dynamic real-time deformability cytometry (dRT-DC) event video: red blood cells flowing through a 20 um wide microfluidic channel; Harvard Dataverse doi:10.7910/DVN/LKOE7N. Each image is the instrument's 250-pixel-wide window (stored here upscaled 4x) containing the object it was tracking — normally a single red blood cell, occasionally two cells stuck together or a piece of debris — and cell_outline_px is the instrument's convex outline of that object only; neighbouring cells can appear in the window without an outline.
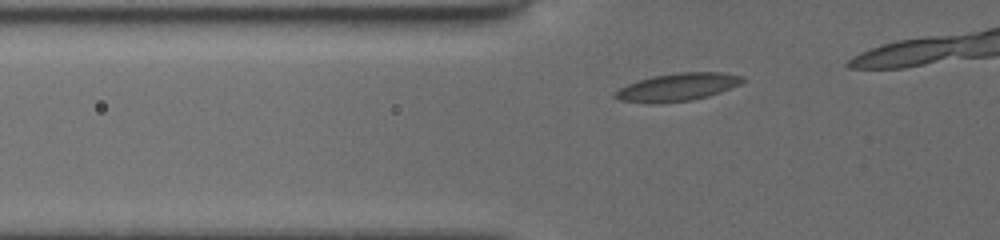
{"species": "common noctule bat (a hibernating species)", "species_latin": "Nyctalus noctula", "temperature_condition": "cold", "stored_images_in_passage": 11, "camera_frame_rate_fps": 3000, "um_per_image_px": 0.085, "animal": {"sex": "female", "body_mass_g": 19.5, "forearm_length_mm": 54.1}, "frame": {"image": 1, "passage_image": 5, "time_ms": 1.333, "image_size_px": [1000, 240], "cell_outline_px": [[748, 80], [740, 84], [720, 92], [708, 96], [692, 100], [652, 104], [620, 100], [612, 96], [620, 88], [628, 84], [652, 76], [680, 72], [720, 72], [744, 76]], "centroid_in_image_um": [57.62, 7.4], "position_along_channel_um": 68.2, "area_um2": 20.63}}
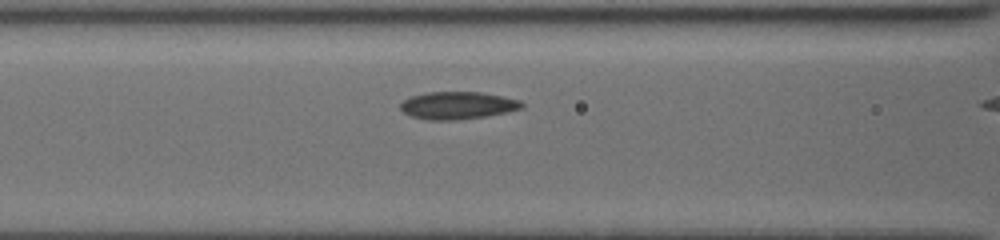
{"frame": {"image": 2, "passage_image": 10, "time_ms": 3.0, "image_size_px": [1000, 240], "cell_outline_px": [[524, 108], [508, 112], [460, 120], [428, 120], [412, 116], [404, 112], [400, 108], [400, 104], [404, 100], [412, 96], [428, 92], [480, 92], [520, 100], [524, 104]], "centroid_in_image_um": [38.92, 8.96], "position_along_channel_um": 127.7, "area_um2": 19.36}}